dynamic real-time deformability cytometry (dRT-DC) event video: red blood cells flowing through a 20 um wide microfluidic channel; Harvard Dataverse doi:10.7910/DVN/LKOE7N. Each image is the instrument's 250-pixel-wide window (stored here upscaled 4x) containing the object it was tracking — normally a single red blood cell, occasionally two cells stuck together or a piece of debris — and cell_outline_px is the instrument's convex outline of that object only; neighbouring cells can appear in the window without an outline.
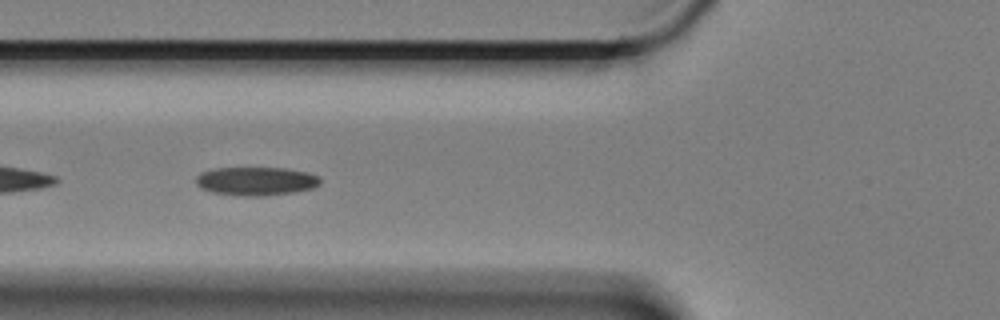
{"species": "Egyptian fruit bat (a non-hibernating species)", "species_latin": "Rousettus aegyptiacus", "temperature_condition": "cold", "stored_images_in_passage": 44, "camera_frame_rate_fps": 3000, "um_per_image_px": 0.085, "animal": {"sex": "female"}, "frame": {"image": 1, "passage_image": 5, "time_ms": 1.333, "image_size_px": [1000, 320], "cell_outline_px": [[320, 184], [312, 188], [296, 192], [260, 196], [244, 196], [212, 192], [200, 188], [196, 184], [196, 176], [200, 172], [212, 168], [288, 168], [308, 172], [320, 176]], "centroid_in_image_um": [21.76, 15.39], "position_along_channel_um": 104.0, "area_um2": 20.87}}
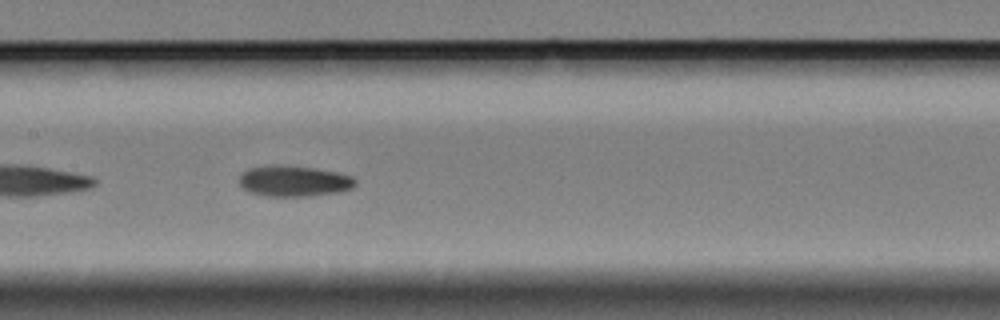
{"frame": {"image": 2, "passage_image": 12, "time_ms": 3.667, "image_size_px": [1000, 320], "cell_outline_px": [[356, 184], [352, 188], [340, 192], [312, 196], [264, 196], [248, 192], [240, 188], [240, 176], [248, 168], [276, 164], [280, 164], [316, 168], [336, 172], [352, 176], [356, 180]], "centroid_in_image_um": [24.97, 15.39], "position_along_channel_um": 182.4, "area_um2": 21.21}}
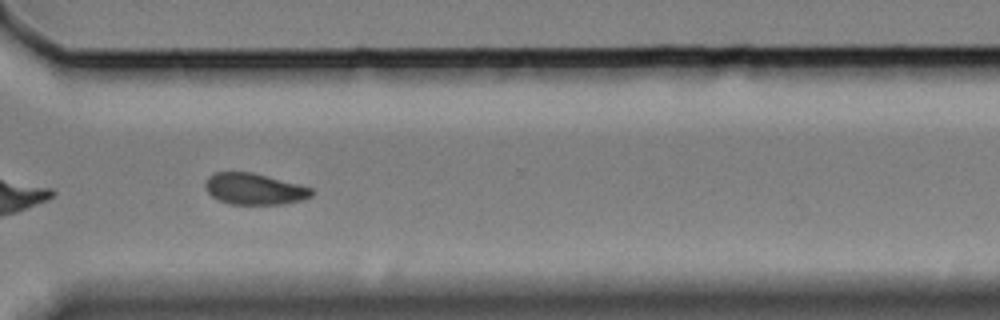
{"frame": {"image": 3, "passage_image": 27, "time_ms": 8.667, "image_size_px": [1000, 320], "cell_outline_px": [[316, 192], [312, 196], [304, 200], [284, 204], [228, 204], [212, 196], [204, 188], [204, 184], [208, 176], [216, 172], [252, 172], [300, 184], [312, 188]], "centroid_in_image_um": [21.65, 16.06], "position_along_channel_um": 348.9, "area_um2": 19.65}, "authors_computed_cell_mechanics": {"area_um2": 20.23, "velocity_mm_per_s": 3.3322, "shape_relaxation_time_tau1_ms": 11.1573, "shape_relaxation_time_tau2_ms": 5.3893, "deformation_change_tau1": 0.1567, "deformation_change_tau2": 0.093}}